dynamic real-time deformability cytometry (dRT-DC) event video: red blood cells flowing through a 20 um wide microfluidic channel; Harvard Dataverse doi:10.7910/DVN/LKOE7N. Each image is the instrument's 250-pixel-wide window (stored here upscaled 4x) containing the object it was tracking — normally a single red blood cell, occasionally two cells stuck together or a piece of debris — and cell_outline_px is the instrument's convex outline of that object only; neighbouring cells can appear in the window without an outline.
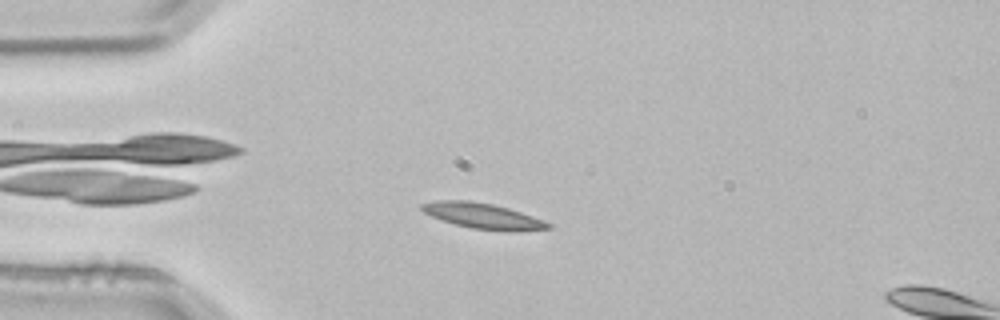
{"species": "common noctule bat (a hibernating species)", "species_latin": "Nyctalus noctula", "temperature_condition": "room temperature", "stored_images_in_passage": 10, "camera_frame_rate_fps": 3000, "um_per_image_px": 0.085, "animal": {"sex": "male", "body_mass_g": 21.5, "forearm_length_mm": 52.0}, "frame": {"image": 1, "passage_image": 7, "time_ms": 2.0, "image_size_px": [1000, 320], "cell_outline_px": [[552, 228], [512, 232], [508, 232], [472, 228], [440, 220], [424, 212], [420, 208], [420, 204], [436, 200], [468, 200], [492, 204], [508, 208], [544, 220], [552, 224]], "centroid_in_image_um": [41.05, 18.36], "position_along_channel_um": 43.9, "area_um2": 18.9}}